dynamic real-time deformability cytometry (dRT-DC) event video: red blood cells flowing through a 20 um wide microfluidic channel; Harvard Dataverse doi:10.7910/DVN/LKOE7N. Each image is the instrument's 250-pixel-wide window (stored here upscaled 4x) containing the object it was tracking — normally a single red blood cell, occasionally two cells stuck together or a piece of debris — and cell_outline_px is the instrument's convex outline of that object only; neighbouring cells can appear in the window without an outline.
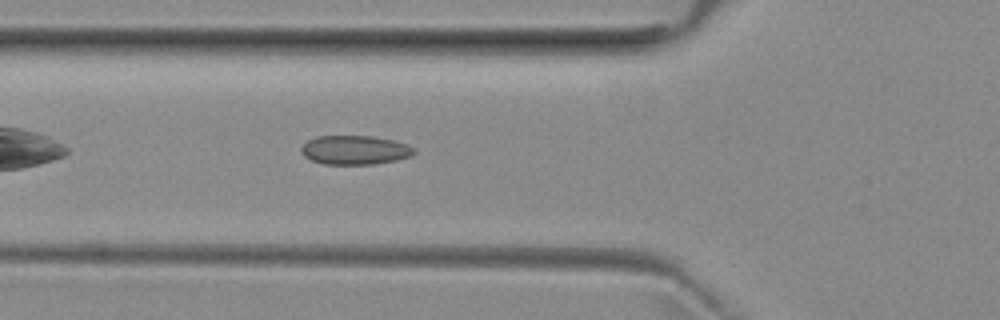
{"species": "common noctule bat (a hibernating species)", "species_latin": "Nyctalus noctula", "temperature_condition": "room temperature", "stored_images_in_passage": 8, "camera_frame_rate_fps": 3000, "um_per_image_px": 0.085, "animal": {"sex": "female", "body_mass_g": 29.2, "forearm_length_mm": 56.3}, "frame": {"image": 1, "passage_image": 4, "time_ms": 1.0, "image_size_px": [1000, 320], "cell_outline_px": [[416, 152], [412, 156], [396, 160], [372, 164], [324, 164], [312, 160], [304, 156], [300, 148], [308, 140], [316, 136], [372, 136], [392, 140], [408, 144]], "centroid_in_image_um": [30.16, 12.75], "position_along_channel_um": 95.6, "area_um2": 19.02}}